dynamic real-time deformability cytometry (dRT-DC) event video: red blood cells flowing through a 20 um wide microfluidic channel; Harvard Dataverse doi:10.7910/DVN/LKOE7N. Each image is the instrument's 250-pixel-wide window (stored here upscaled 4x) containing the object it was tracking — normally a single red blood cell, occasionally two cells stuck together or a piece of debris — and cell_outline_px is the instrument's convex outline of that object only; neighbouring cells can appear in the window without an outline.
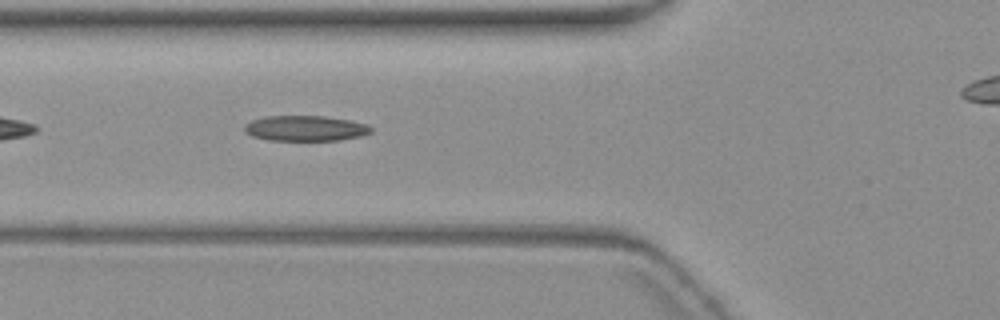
{"species": "common noctule bat (a hibernating species)", "species_latin": "Nyctalus noctula", "temperature_condition": "warm", "stored_images_in_passage": 4, "segment_of_instrument_passage": [1, 2], "camera_frame_rate_fps": 3000, "um_per_image_px": 0.085, "animal": {"sex": "female", "body_mass_g": 19.3, "forearm_length_mm": 54.1}, "frame": {"image": 1, "passage_image": 3, "time_ms": 2.333, "image_size_px": [1000, 320], "cell_outline_px": [[372, 132], [360, 136], [340, 140], [268, 140], [252, 136], [244, 132], [244, 124], [252, 120], [264, 116], [324, 116], [348, 120], [368, 124], [372, 128]], "centroid_in_image_um": [25.93, 10.9], "position_along_channel_um": 99.9, "area_um2": 18.79}}